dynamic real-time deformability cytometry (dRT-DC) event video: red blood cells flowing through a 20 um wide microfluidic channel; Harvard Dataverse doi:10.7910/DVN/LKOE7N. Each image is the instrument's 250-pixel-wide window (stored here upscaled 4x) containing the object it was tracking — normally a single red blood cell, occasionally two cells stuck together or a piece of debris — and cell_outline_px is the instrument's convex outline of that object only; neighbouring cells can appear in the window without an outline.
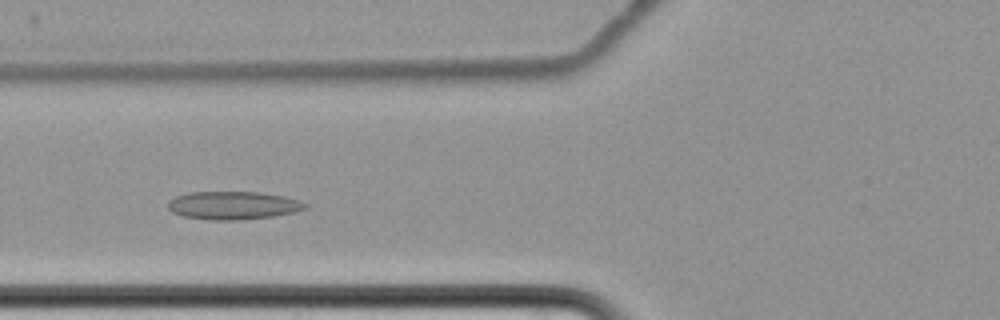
{"species": "common noctule bat (a hibernating species)", "species_latin": "Nyctalus noctula", "temperature_condition": "cold", "stored_images_in_passage": 14, "camera_frame_rate_fps": 3000, "um_per_image_px": 0.085, "animal": {"sex": "female", "body_mass_g": 22.7, "forearm_length_mm": 54.2}, "frame": {"image": 1, "passage_image": 5, "time_ms": 5.667, "image_size_px": [1000, 320], "cell_outline_px": [[308, 208], [296, 212], [272, 216], [236, 220], [208, 220], [184, 216], [172, 212], [168, 208], [168, 200], [176, 196], [188, 192], [260, 192], [284, 196], [300, 200], [308, 204]], "centroid_in_image_um": [19.83, 17.45], "position_along_channel_um": 106.0, "area_um2": 22.6}}
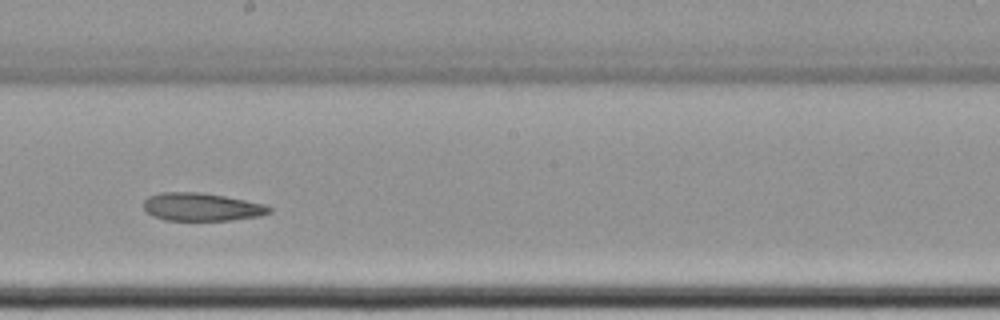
{"frame": {"image": 2, "passage_image": 8, "time_ms": 9.333, "image_size_px": [1000, 320], "cell_outline_px": [[272, 212], [260, 216], [232, 220], [164, 220], [152, 216], [144, 208], [144, 200], [148, 196], [160, 192], [200, 192], [224, 196], [264, 204], [272, 208]], "centroid_in_image_um": [17.13, 17.59], "position_along_channel_um": 231.1, "area_um2": 20.52}}
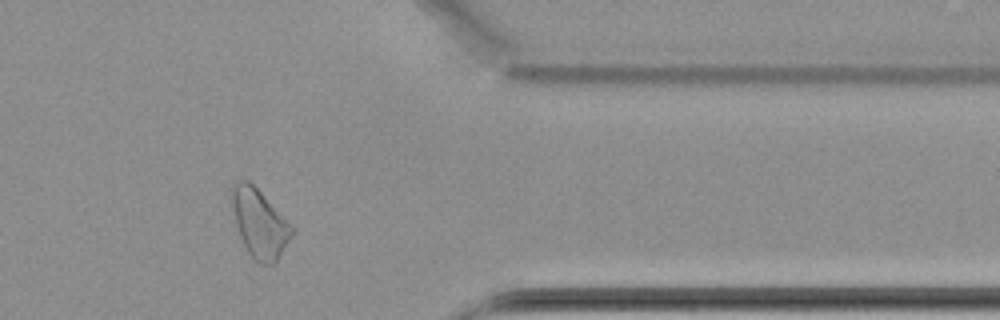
{"frame": {"image": 3, "passage_image": 12, "time_ms": 14.333, "image_size_px": [1000, 320], "cell_outline_px": [[296, 228], [276, 260], [272, 264], [260, 264], [248, 252], [240, 236], [236, 224], [232, 204], [232, 184], [240, 180], [248, 180]], "centroid_in_image_um": [22.07, 18.97], "position_along_channel_um": 389.3, "area_um2": 23.35}, "authors_computed_cell_mechanics": {"area_um2": 22.9755, "velocity_mm_per_s": 3.4158, "shape_relaxation_time_tau1_ms": null, "shape_relaxation_time_tau2_ms": 4.3841, "deformation_change_tau1": null, "deformation_change_tau2": 0.0751}}